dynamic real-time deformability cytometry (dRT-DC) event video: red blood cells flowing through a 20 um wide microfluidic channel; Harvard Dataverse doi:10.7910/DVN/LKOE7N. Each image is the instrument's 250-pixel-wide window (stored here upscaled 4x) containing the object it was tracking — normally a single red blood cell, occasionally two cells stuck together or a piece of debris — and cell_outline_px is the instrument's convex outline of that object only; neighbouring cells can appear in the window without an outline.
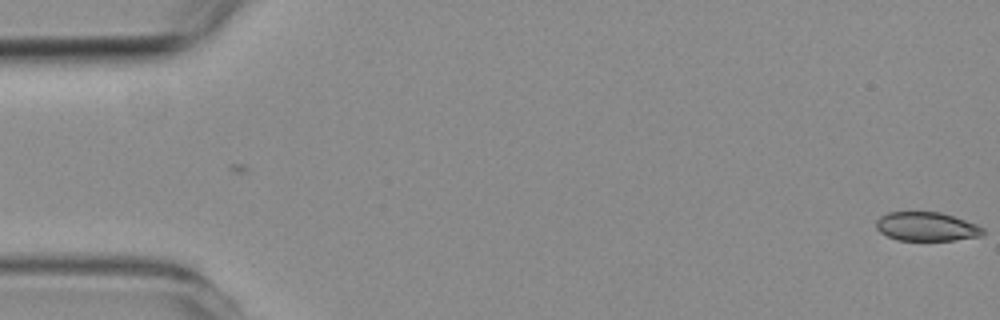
{"species": "common noctule bat (a hibernating species)", "species_latin": "Nyctalus noctula", "temperature_condition": "room temperature", "stored_images_in_passage": 3, "camera_frame_rate_fps": 3000, "um_per_image_px": 0.085, "animal": {"sex": "female", "body_mass_g": 19.3, "forearm_length_mm": 54.1}, "frame": {"image": 1, "passage_image": 3, "time_ms": 2.333, "image_size_px": [1000, 320], "cell_outline_px": [[984, 236], [956, 240], [896, 240], [880, 232], [876, 228], [876, 220], [880, 216], [888, 212], [940, 212], [976, 224], [984, 228]], "centroid_in_image_um": [78.76, 19.26], "position_along_channel_um": 6.2, "area_um2": 18.03}}